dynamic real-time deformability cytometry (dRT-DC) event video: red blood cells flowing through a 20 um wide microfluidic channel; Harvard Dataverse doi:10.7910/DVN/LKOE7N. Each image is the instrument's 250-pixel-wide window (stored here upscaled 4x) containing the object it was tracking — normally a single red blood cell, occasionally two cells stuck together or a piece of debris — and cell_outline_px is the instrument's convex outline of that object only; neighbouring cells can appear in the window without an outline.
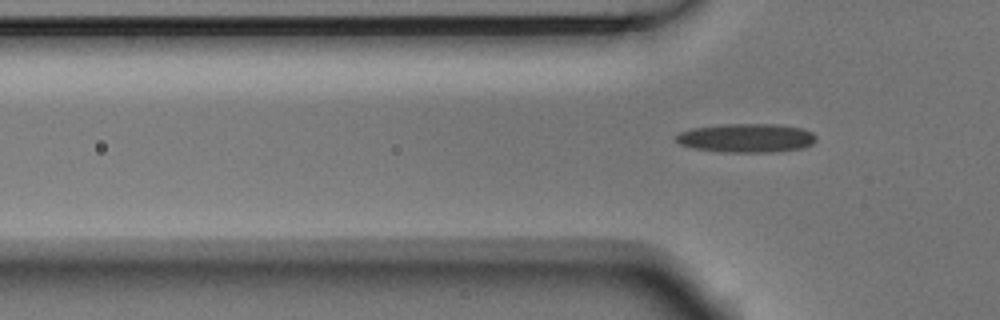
{"species": "Egyptian fruit bat (a non-hibernating species)", "species_latin": "Rousettus aegyptiacus", "temperature_condition": "room temperature", "stored_images_in_passage": 3, "camera_frame_rate_fps": 3000, "um_per_image_px": 0.085, "animal": {"sex": "male"}, "frame": {"image": 1, "passage_image": 2, "time_ms": 0.333, "image_size_px": [1000, 320], "cell_outline_px": [[816, 140], [812, 144], [804, 148], [772, 152], [724, 152], [692, 148], [680, 144], [672, 136], [680, 132], [692, 128], [724, 124], [780, 124], [800, 128], [812, 132], [816, 136]], "centroid_in_image_um": [63.43, 11.73], "position_along_channel_um": 62.4, "area_um2": 23.7}}
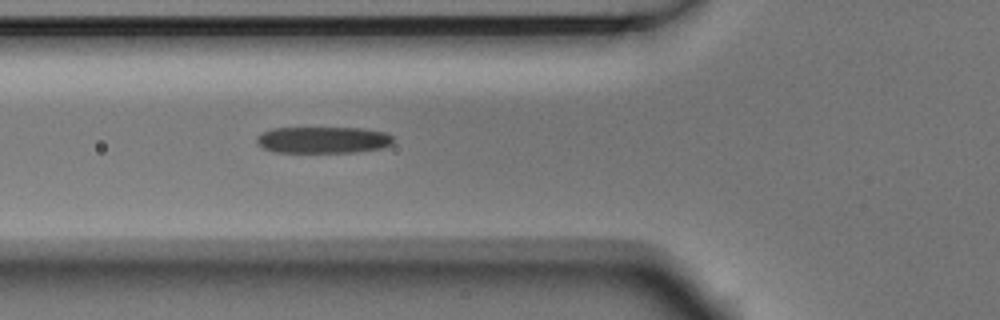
{"frame": {"image": 2, "passage_image": 3, "time_ms": 0.667, "image_size_px": [1000, 320], "cell_outline_px": [[392, 144], [384, 148], [356, 152], [276, 152], [264, 148], [256, 144], [256, 136], [272, 128], [364, 128], [388, 132], [392, 136]], "centroid_in_image_um": [27.49, 11.89], "position_along_channel_um": 98.3, "area_um2": 21.33}}